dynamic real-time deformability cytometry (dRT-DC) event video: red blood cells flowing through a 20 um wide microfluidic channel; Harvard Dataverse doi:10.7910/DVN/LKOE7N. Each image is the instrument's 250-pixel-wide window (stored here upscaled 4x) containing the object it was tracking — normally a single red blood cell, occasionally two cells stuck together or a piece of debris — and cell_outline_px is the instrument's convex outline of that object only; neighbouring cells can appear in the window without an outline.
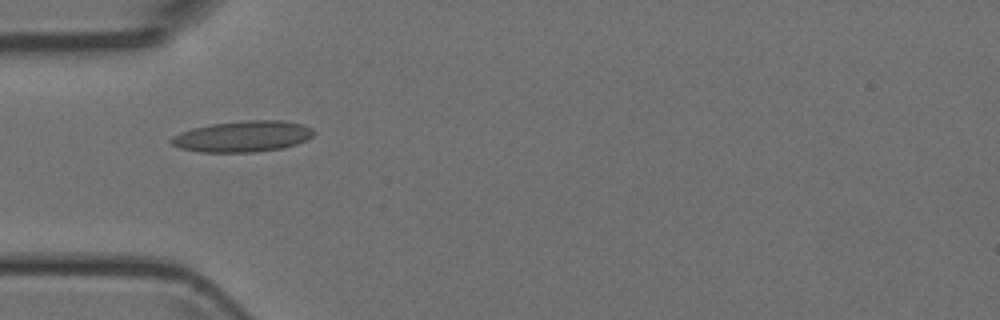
{"species": "Egyptian fruit bat (a non-hibernating species)", "species_latin": "Rousettus aegyptiacus", "temperature_condition": "room temperature", "stored_images_in_passage": 7, "camera_frame_rate_fps": 3000, "um_per_image_px": 0.085, "animal": {"sex": "female"}, "frame": {"image": 1, "passage_image": 4, "time_ms": 3.333, "image_size_px": [1000, 320], "cell_outline_px": [[316, 132], [312, 136], [296, 144], [280, 148], [252, 152], [200, 152], [180, 148], [172, 144], [168, 140], [172, 136], [180, 132], [192, 128], [212, 124], [244, 120], [280, 120], [304, 124], [312, 128]], "centroid_in_image_um": [20.61, 11.58], "position_along_channel_um": 64.4, "area_um2": 25.78}}
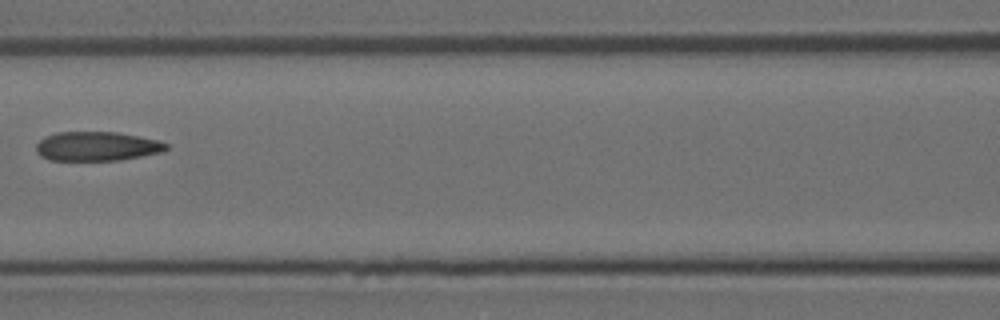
{"frame": {"image": 2, "passage_image": 6, "time_ms": 5.667, "image_size_px": [1000, 320], "cell_outline_px": [[168, 148], [164, 152], [120, 160], [48, 160], [40, 156], [36, 152], [36, 144], [44, 136], [56, 132], [116, 132], [160, 140], [168, 144]], "centroid_in_image_um": [8.24, 12.43], "position_along_channel_um": 158.4, "area_um2": 22.37}}
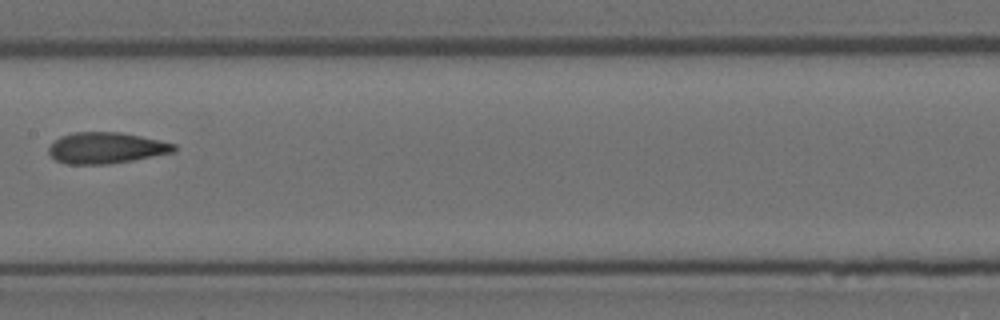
{"frame": {"image": 3, "passage_image": 7, "time_ms": 6.667, "image_size_px": [1000, 320], "cell_outline_px": [[176, 152], [132, 160], [108, 164], [64, 164], [56, 160], [48, 152], [48, 148], [60, 136], [76, 132], [120, 132], [160, 140], [176, 144]], "centroid_in_image_um": [9.04, 12.57], "position_along_channel_um": 198.4, "area_um2": 22.72}}